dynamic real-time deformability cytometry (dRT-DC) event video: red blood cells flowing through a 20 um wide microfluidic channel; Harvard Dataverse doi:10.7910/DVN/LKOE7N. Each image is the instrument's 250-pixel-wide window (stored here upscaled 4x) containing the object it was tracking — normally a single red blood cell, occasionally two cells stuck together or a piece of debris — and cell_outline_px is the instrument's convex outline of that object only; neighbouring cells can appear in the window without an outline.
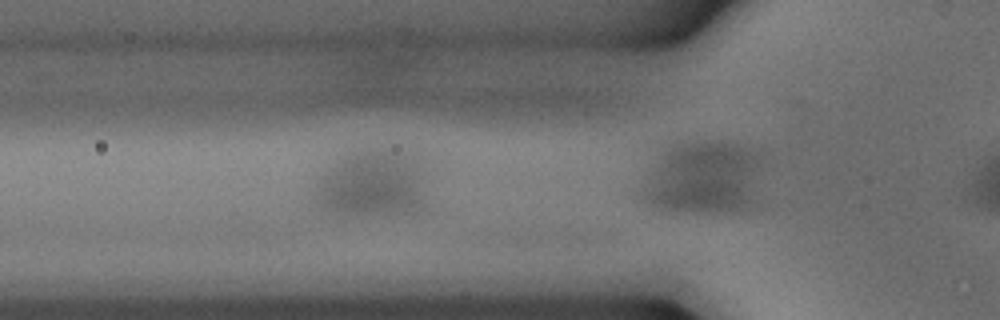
{"species": "common noctule bat (a hibernating species)", "species_latin": "Nyctalus noctula", "temperature_condition": "warm", "stored_images_in_passage": 8, "camera_frame_rate_fps": 3000, "um_per_image_px": 0.085, "animal": {"sex": "male", "body_mass_g": 15.6}, "frame": {"image": 1, "passage_image": 5, "time_ms": 1.333, "image_size_px": [1000, 320], "cell_outline_px": [[436, 212], [432, 216], [404, 220], [340, 220], [328, 216], [320, 208], [320, 204], [332, 188], [356, 164], [380, 172], [408, 188]], "centroid_in_image_um": [31.68, 16.87], "position_along_channel_um": 94.1, "area_um2": 29.65}}